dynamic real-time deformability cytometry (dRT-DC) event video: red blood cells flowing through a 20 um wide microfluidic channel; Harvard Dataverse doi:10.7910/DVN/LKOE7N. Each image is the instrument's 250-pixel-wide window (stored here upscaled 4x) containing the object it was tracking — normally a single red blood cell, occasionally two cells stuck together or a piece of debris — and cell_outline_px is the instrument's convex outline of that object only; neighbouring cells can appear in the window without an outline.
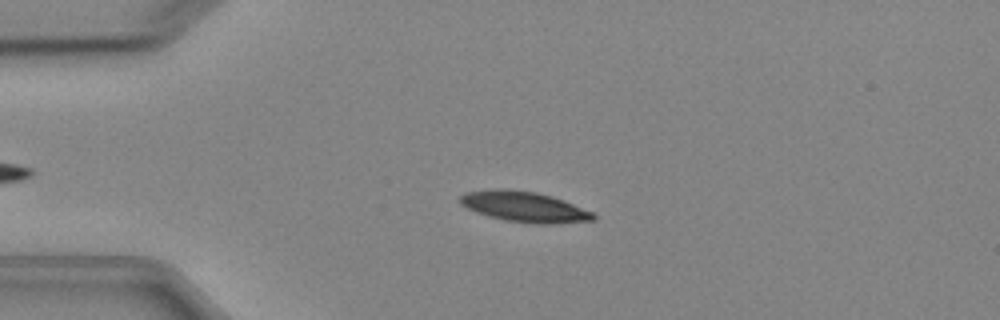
{"species": "Egyptian fruit bat (a non-hibernating species)", "species_latin": "Rousettus aegyptiacus", "temperature_condition": "cold", "stored_images_in_passage": 6, "camera_frame_rate_fps": 3000, "um_per_image_px": 0.085, "animal": {"sex": "female"}, "frame": {"image": 1, "passage_image": 3, "time_ms": 2.333, "image_size_px": [1000, 320], "cell_outline_px": [[596, 220], [548, 224], [536, 224], [504, 220], [476, 212], [460, 204], [460, 196], [464, 192], [536, 192], [552, 196], [592, 212], [596, 216]], "centroid_in_image_um": [44.64, 17.64], "position_along_channel_um": 40.4, "area_um2": 22.43}}
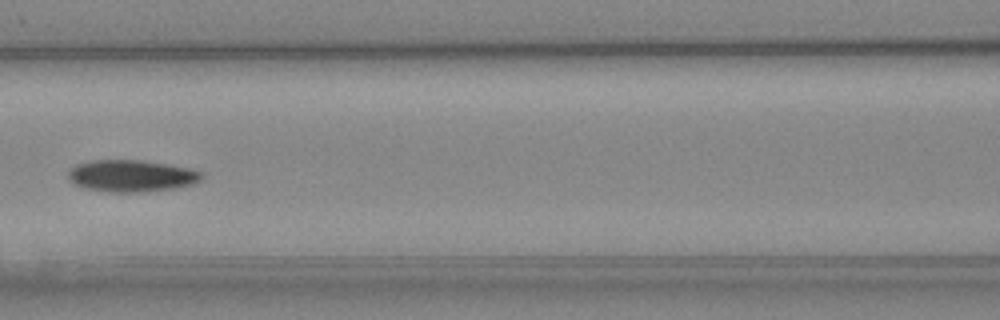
{"frame": {"image": 2, "passage_image": 6, "time_ms": 6.0, "image_size_px": [1000, 320], "cell_outline_px": [[204, 176], [196, 184], [176, 188], [140, 192], [108, 192], [88, 188], [76, 184], [68, 176], [68, 172], [76, 164], [92, 160], [140, 160], [188, 168], [200, 172]], "centroid_in_image_um": [11.2, 14.95], "position_along_channel_um": 155.4, "area_um2": 24.51}}